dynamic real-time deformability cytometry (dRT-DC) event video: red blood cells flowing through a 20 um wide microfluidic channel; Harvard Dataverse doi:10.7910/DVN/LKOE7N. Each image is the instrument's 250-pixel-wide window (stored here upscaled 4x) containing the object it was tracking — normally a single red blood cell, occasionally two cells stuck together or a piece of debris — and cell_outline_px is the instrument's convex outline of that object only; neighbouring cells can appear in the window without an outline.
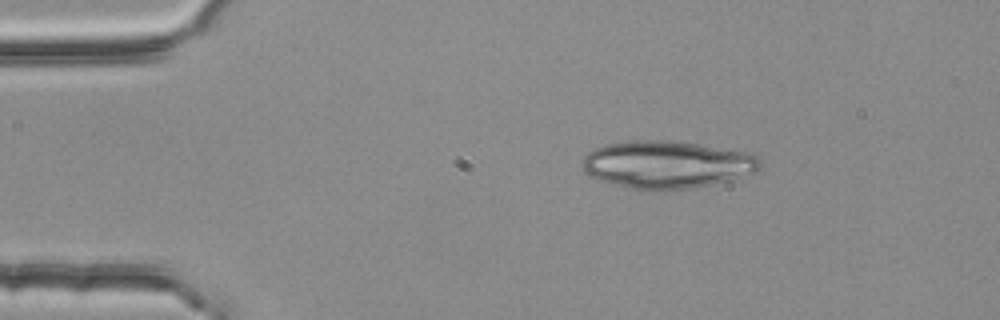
{"species": "common noctule bat (a hibernating species)", "species_latin": "Nyctalus noctula", "temperature_condition": "room temperature", "stored_images_in_passage": 3, "camera_frame_rate_fps": 3000, "um_per_image_px": 0.085, "animal": {"sex": "female", "body_mass_g": 25.1}, "frame": {"image": 1, "passage_image": 1, "time_ms": 0.0, "image_size_px": [1000, 320], "cell_outline_px": [[760, 168], [756, 172], [728, 180], [712, 184], [692, 188], [652, 192], [648, 192], [628, 188], [600, 180], [592, 176], [580, 164], [584, 156], [588, 152], [596, 148], [608, 144], [628, 140], [672, 140], [744, 152], [760, 156]], "centroid_in_image_um": [56.66, 14.0], "position_along_channel_um": 28.3, "area_um2": 49.42}}